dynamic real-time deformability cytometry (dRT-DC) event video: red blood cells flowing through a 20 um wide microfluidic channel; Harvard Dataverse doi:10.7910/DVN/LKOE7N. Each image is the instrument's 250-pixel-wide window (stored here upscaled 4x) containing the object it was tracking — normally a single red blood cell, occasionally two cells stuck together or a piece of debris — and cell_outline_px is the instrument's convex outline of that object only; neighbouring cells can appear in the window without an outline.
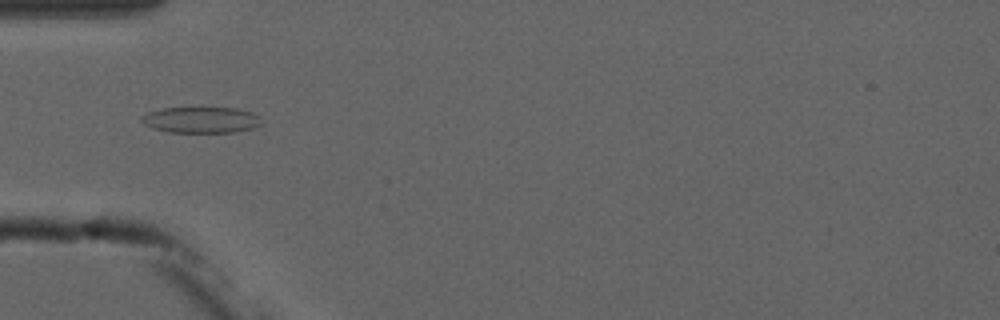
{"species": "common noctule bat (a hibernating species)", "species_latin": "Nyctalus noctula", "temperature_condition": "cold", "stored_images_in_passage": 6, "camera_frame_rate_fps": 3000, "um_per_image_px": 0.085, "animal": {"sex": "male", "forearm_length_mm": 52.5}, "frame": {"image": 1, "passage_image": 5, "time_ms": 5.0, "image_size_px": [1000, 320], "cell_outline_px": [[260, 124], [252, 128], [236, 132], [168, 132], [152, 128], [144, 124], [140, 120], [140, 116], [148, 112], [160, 108], [236, 108], [252, 112], [256, 116]], "centroid_in_image_um": [17.01, 10.19], "position_along_channel_um": 68.0, "area_um2": 18.09}}
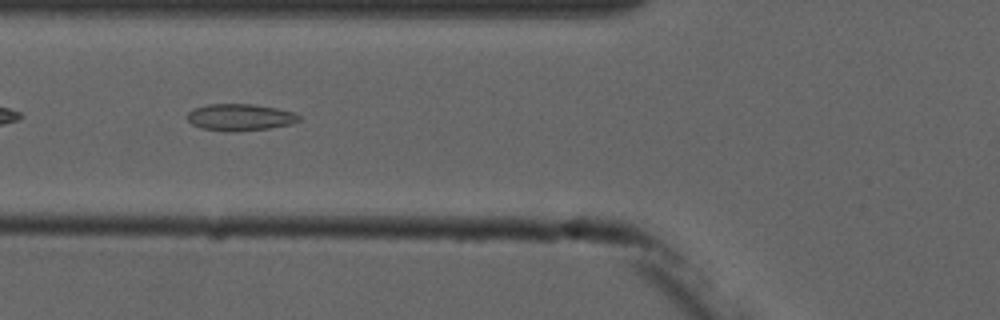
{"frame": {"image": 2, "passage_image": 6, "time_ms": 6.0, "image_size_px": [1000, 320], "cell_outline_px": [[300, 120], [292, 124], [268, 128], [236, 132], [228, 132], [200, 128], [192, 124], [188, 120], [188, 112], [192, 108], [208, 104], [252, 104], [276, 108], [292, 112], [300, 116]], "centroid_in_image_um": [20.37, 9.97], "position_along_channel_um": 105.4, "area_um2": 17.51}}